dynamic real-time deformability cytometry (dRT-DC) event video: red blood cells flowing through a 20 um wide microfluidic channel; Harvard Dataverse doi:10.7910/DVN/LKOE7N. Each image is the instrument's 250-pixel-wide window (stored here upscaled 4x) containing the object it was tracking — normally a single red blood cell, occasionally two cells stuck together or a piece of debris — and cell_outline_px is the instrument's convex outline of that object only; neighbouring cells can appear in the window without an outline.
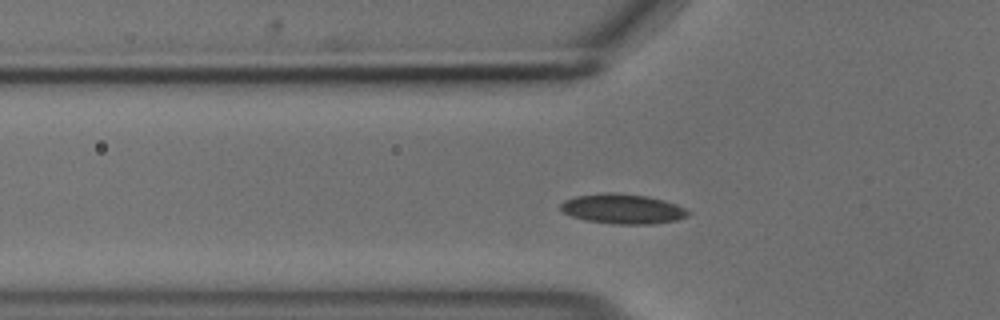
{"species": "common noctule bat (a hibernating species)", "species_latin": "Nyctalus noctula", "temperature_condition": "cold", "stored_images_in_passage": 45, "camera_frame_rate_fps": 3000, "um_per_image_px": 0.085, "animal": {"sex": "male", "body_mass_g": 18.8}, "frame": {"image": 1, "passage_image": 8, "time_ms": 2.333, "image_size_px": [1000, 320], "cell_outline_px": [[692, 212], [688, 216], [676, 220], [652, 224], [616, 224], [584, 220], [572, 216], [564, 212], [560, 208], [560, 204], [564, 200], [576, 196], [644, 196], [664, 200], [676, 204]], "centroid_in_image_um": [52.98, 17.82], "position_along_channel_um": 72.8, "area_um2": 21.04}}
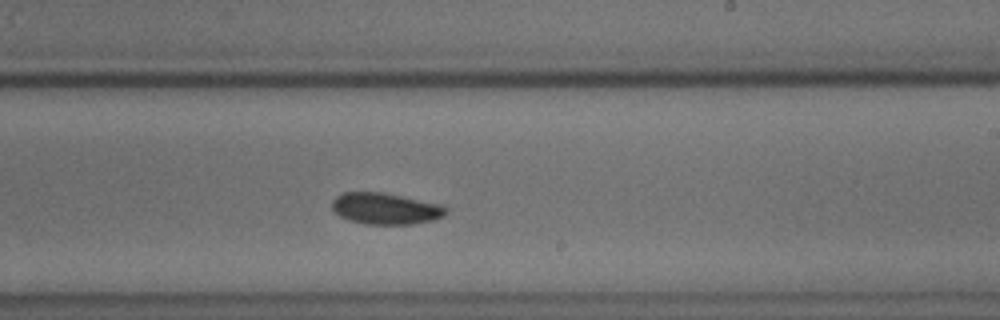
{"frame": {"image": 2, "passage_image": 23, "time_ms": 7.333, "image_size_px": [1000, 320], "cell_outline_px": [[448, 212], [444, 216], [432, 220], [412, 224], [364, 224], [348, 220], [340, 216], [332, 208], [332, 200], [336, 196], [344, 192], [380, 192], [444, 204], [448, 208]], "centroid_in_image_um": [32.8, 17.73], "position_along_channel_um": 256.2, "area_um2": 20.98}}
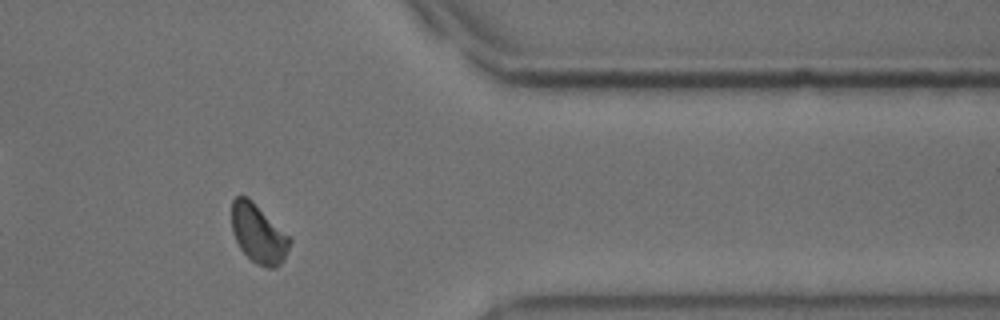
{"frame": {"image": 3, "passage_image": 35, "time_ms": 11.333, "image_size_px": [1000, 320], "cell_outline_px": [[292, 240], [284, 260], [280, 264], [272, 268], [264, 268], [256, 264], [240, 248], [232, 232], [232, 200], [236, 196], [248, 196]], "centroid_in_image_um": [21.95, 19.87], "position_along_channel_um": 389.4, "area_um2": 19.71}}